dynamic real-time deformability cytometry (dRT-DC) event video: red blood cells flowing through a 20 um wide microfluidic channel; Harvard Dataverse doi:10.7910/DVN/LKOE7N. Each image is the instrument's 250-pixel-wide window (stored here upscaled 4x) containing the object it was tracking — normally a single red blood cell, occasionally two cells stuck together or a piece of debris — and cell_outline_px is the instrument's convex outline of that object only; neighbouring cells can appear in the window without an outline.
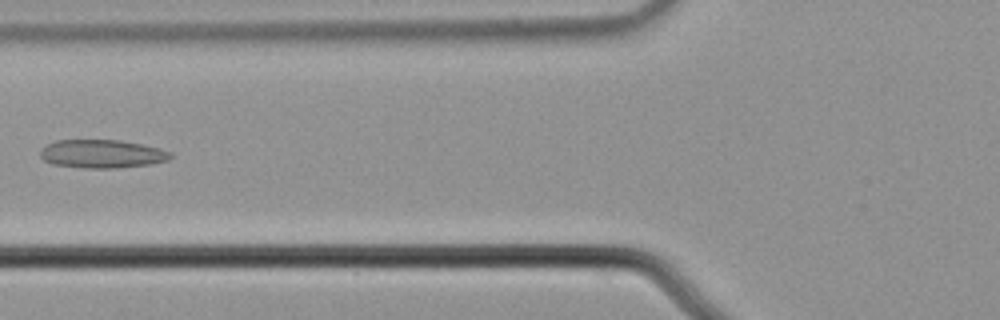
{"species": "common noctule bat (a hibernating species)", "species_latin": "Nyctalus noctula", "temperature_condition": "cold", "stored_images_in_passage": 8, "camera_frame_rate_fps": 3000, "um_per_image_px": 0.085, "animal": {"sex": "male", "body_mass_g": 21.5, "forearm_length_mm": 52.0}, "frame": {"image": 1, "passage_image": 7, "time_ms": 2.0, "image_size_px": [1000, 320], "cell_outline_px": [[172, 156], [168, 160], [152, 164], [116, 168], [84, 168], [52, 164], [44, 160], [40, 156], [40, 148], [56, 140], [120, 140], [160, 148], [172, 152]], "centroid_in_image_um": [8.67, 13.08], "position_along_channel_um": 117.1, "area_um2": 21.62}}
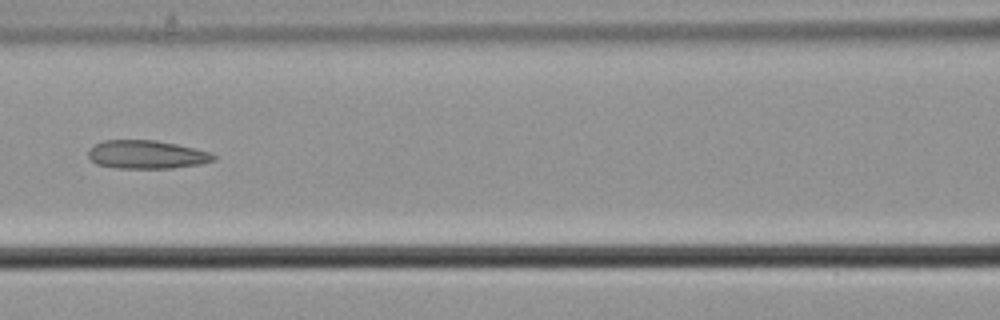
{"frame": {"image": 2, "passage_image": 8, "time_ms": 2.333, "image_size_px": [1000, 320], "cell_outline_px": [[216, 160], [200, 164], [172, 168], [116, 168], [96, 164], [88, 156], [88, 148], [104, 140], [156, 140], [176, 144], [208, 152], [216, 156]], "centroid_in_image_um": [12.43, 13.14], "position_along_channel_um": 154.2, "area_um2": 20.63}}